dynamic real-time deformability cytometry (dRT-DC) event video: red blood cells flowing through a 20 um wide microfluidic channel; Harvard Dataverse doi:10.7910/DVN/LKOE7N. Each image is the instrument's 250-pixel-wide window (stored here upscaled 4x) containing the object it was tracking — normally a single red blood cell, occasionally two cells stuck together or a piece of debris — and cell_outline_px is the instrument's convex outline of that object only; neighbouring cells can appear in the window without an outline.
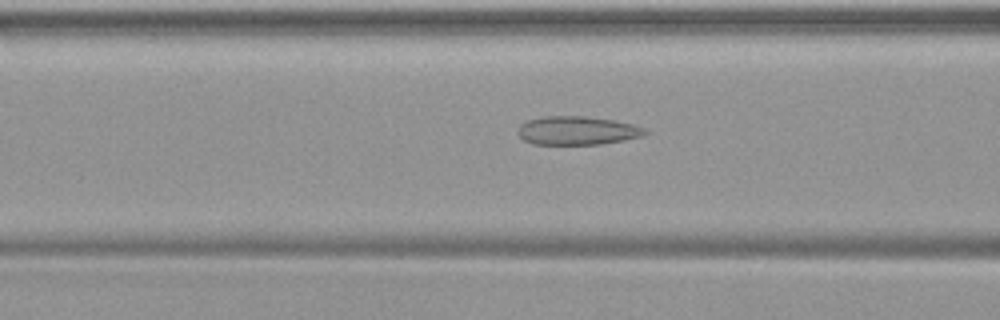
{"species": "common noctule bat (a hibernating species)", "species_latin": "Nyctalus noctula", "temperature_condition": "warm", "stored_images_in_passage": 49, "camera_frame_rate_fps": 3000, "um_per_image_px": 0.085, "animal": {"sex": "female", "body_mass_g": 19.9}, "frame": {"image": 1, "passage_image": 20, "time_ms": 6.333, "image_size_px": [1000, 320], "cell_outline_px": [[648, 132], [644, 136], [624, 140], [600, 144], [532, 144], [524, 140], [516, 132], [520, 124], [528, 120], [540, 116], [584, 116], [616, 120], [632, 124], [644, 128]], "centroid_in_image_um": [49.05, 11.09], "position_along_channel_um": 117.5, "area_um2": 21.33}}
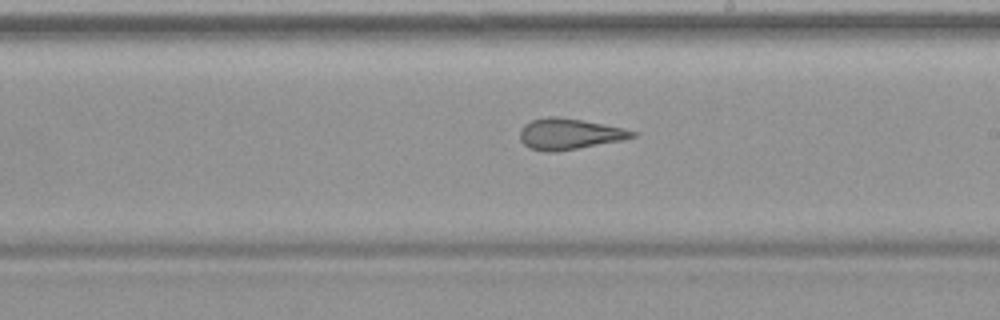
{"frame": {"image": 2, "passage_image": 29, "time_ms": 9.333, "image_size_px": [1000, 320], "cell_outline_px": [[636, 136], [624, 140], [556, 152], [544, 152], [528, 148], [520, 140], [520, 128], [524, 124], [532, 120], [548, 116], [560, 116], [584, 120], [624, 128], [636, 132]], "centroid_in_image_um": [48.37, 11.38], "position_along_channel_um": 240.6, "area_um2": 20.58}}
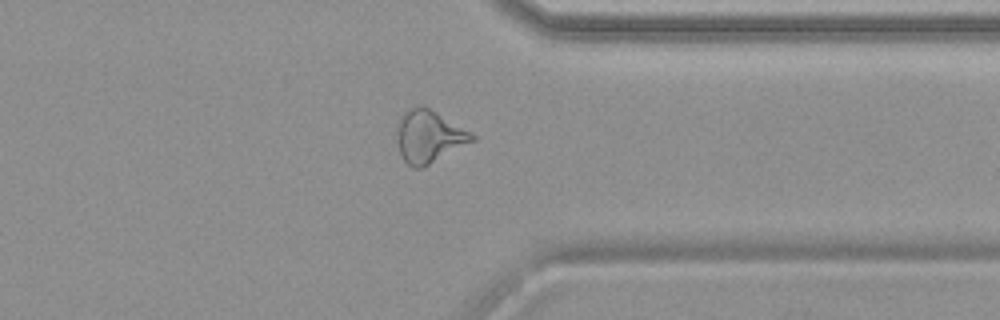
{"frame": {"image": 3, "passage_image": 39, "time_ms": 12.667, "image_size_px": [1000, 320], "cell_outline_px": [[476, 140], [424, 168], [412, 168], [404, 160], [400, 152], [396, 136], [396, 124], [400, 116], [404, 112], [420, 104], [424, 104], [472, 132], [476, 136]], "centroid_in_image_um": [36.47, 11.59], "position_along_channel_um": 374.9, "area_um2": 23.52}}